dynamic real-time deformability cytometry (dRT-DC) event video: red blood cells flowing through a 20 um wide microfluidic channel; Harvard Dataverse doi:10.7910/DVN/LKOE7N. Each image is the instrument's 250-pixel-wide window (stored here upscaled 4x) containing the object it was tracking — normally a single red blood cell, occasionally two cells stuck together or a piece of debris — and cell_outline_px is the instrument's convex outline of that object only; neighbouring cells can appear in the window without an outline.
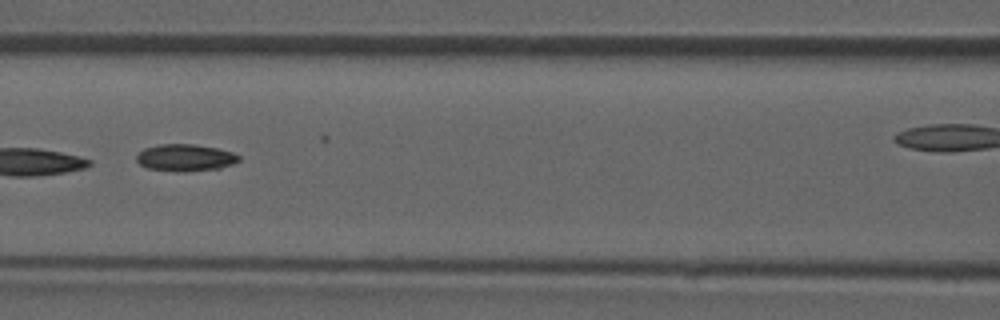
{"species": "common noctule bat (a hibernating species)", "species_latin": "Nyctalus noctula", "temperature_condition": "room temperature", "stored_images_in_passage": 8, "camera_frame_rate_fps": 3000, "um_per_image_px": 0.085, "animal": {"sex": "male", "forearm_length_mm": 52.5}, "frame": {"image": 1, "passage_image": 6, "time_ms": 6.667, "image_size_px": [1000, 320], "cell_outline_px": [[240, 160], [232, 164], [220, 168], [176, 172], [148, 168], [140, 164], [136, 160], [136, 156], [144, 148], [160, 144], [196, 144], [216, 148], [232, 152], [240, 156]], "centroid_in_image_um": [15.74, 13.4], "position_along_channel_um": 150.9, "area_um2": 16.01}}